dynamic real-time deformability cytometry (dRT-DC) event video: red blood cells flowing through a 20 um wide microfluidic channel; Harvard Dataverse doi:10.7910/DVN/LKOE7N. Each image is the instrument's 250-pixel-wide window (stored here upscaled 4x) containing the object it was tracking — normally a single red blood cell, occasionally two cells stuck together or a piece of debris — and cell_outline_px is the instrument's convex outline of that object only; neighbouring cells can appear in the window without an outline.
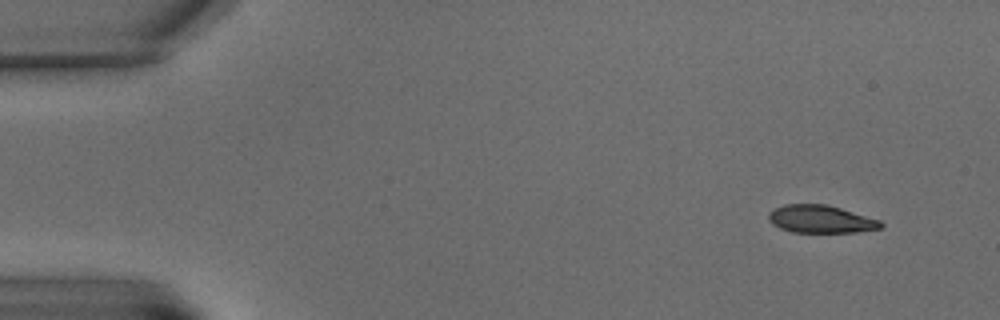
{"species": "common noctule bat (a hibernating species)", "species_latin": "Nyctalus noctula", "temperature_condition": "warm", "stored_images_in_passage": 7, "camera_frame_rate_fps": 3000, "um_per_image_px": 0.085, "animal": {"sex": "male", "body_mass_g": 15.6}, "frame": {"image": 1, "passage_image": 2, "time_ms": 1.0, "image_size_px": [1000, 320], "cell_outline_px": [[884, 224], [880, 228], [856, 232], [792, 232], [780, 228], [772, 224], [768, 220], [768, 212], [772, 208], [784, 204], [828, 204], [880, 220]], "centroid_in_image_um": [69.72, 18.61], "position_along_channel_um": 15.3, "area_um2": 18.26}}
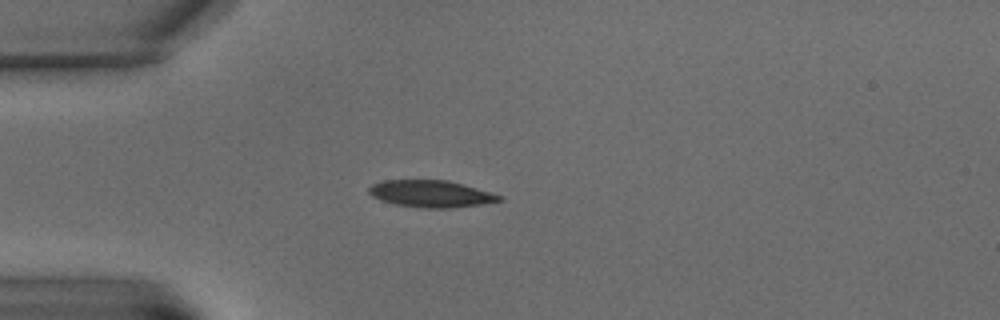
{"frame": {"image": 2, "passage_image": 5, "time_ms": 5.667, "image_size_px": [1000, 320], "cell_outline_px": [[504, 200], [480, 204], [452, 208], [428, 208], [396, 204], [372, 196], [368, 192], [368, 188], [372, 184], [384, 180], [448, 180], [504, 196]], "centroid_in_image_um": [36.66, 16.46], "position_along_channel_um": 48.3, "area_um2": 20.23}}